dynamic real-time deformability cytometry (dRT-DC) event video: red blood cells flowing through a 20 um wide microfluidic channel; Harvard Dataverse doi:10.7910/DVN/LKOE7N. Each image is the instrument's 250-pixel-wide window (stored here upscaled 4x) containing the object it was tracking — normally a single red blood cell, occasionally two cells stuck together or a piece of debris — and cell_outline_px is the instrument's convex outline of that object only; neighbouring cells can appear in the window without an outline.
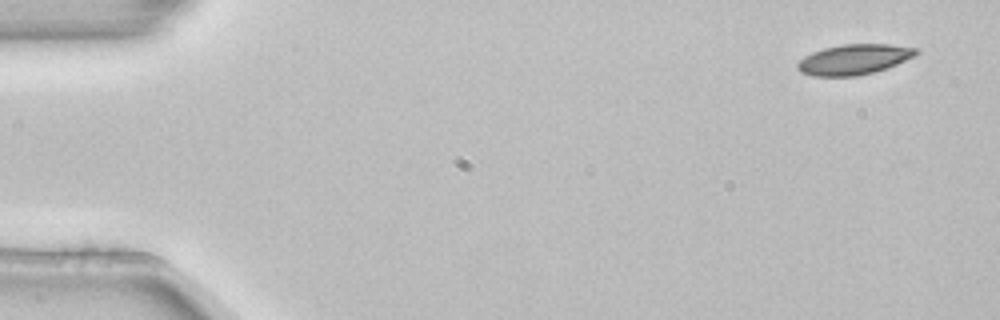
{"species": "common noctule bat (a hibernating species)", "species_latin": "Nyctalus noctula", "temperature_condition": "room temperature", "stored_images_in_passage": 4, "camera_frame_rate_fps": 3000, "um_per_image_px": 0.085, "animal": {"sex": "female", "body_mass_g": 22.7, "forearm_length_mm": 54.2}, "frame": {"image": 1, "passage_image": 1, "time_ms": 0.0, "image_size_px": [1000, 320], "cell_outline_px": [[920, 52], [916, 56], [896, 64], [872, 72], [856, 76], [812, 76], [800, 72], [796, 68], [796, 64], [804, 56], [812, 52], [824, 48], [840, 44], [888, 44], [920, 48]], "centroid_in_image_um": [72.59, 5.04], "position_along_channel_um": 12.4, "area_um2": 21.04}}
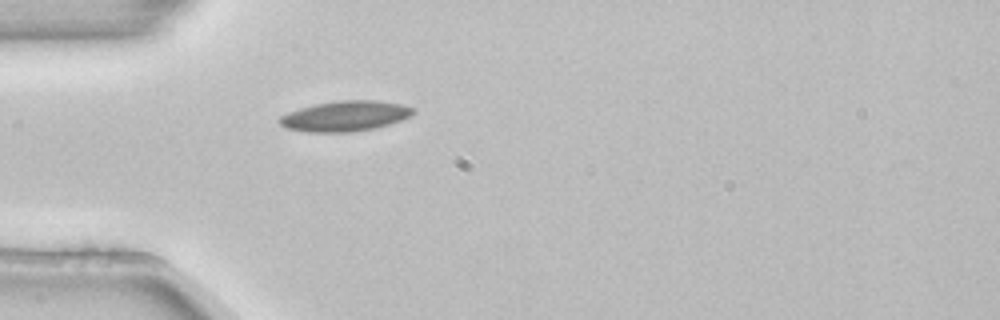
{"frame": {"image": 2, "passage_image": 4, "time_ms": 1.0, "image_size_px": [1000, 320], "cell_outline_px": [[416, 112], [400, 120], [388, 124], [372, 128], [352, 132], [308, 132], [284, 128], [276, 120], [280, 116], [288, 112], [300, 108], [316, 104], [336, 100], [380, 100], [400, 104], [416, 108]], "centroid_in_image_um": [29.3, 9.86], "position_along_channel_um": 55.7, "area_um2": 23.7}}